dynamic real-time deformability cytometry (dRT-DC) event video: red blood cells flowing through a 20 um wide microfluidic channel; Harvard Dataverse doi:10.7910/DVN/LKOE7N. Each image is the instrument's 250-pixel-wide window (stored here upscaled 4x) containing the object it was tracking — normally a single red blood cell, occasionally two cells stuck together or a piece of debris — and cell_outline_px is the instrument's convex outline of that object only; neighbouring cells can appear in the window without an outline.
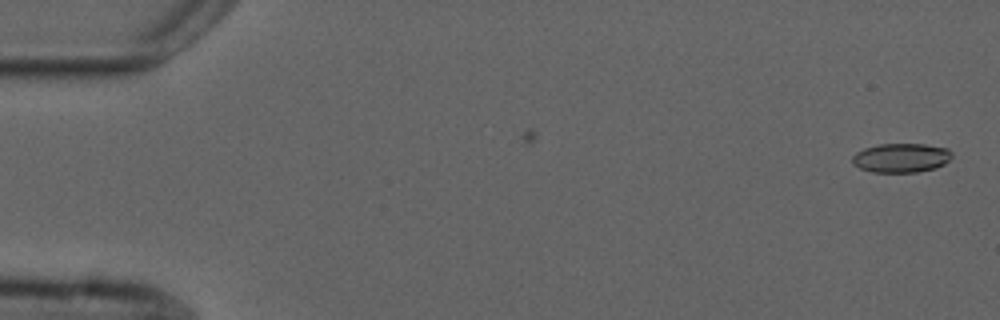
{"species": "common noctule bat (a hibernating species)", "species_latin": "Nyctalus noctula", "temperature_condition": "cold", "stored_images_in_passage": 6, "camera_frame_rate_fps": 3000, "um_per_image_px": 0.085, "animal": {"sex": "male", "forearm_length_mm": 52.5}, "frame": {"image": 1, "passage_image": 1, "time_ms": 0.0, "image_size_px": [1000, 320], "cell_outline_px": [[952, 156], [944, 164], [936, 168], [916, 172], [872, 172], [860, 168], [852, 164], [852, 156], [856, 152], [864, 148], [880, 144], [924, 144], [948, 148], [952, 152]], "centroid_in_image_um": [76.59, 13.41], "position_along_channel_um": 8.4, "area_um2": 16.99}}